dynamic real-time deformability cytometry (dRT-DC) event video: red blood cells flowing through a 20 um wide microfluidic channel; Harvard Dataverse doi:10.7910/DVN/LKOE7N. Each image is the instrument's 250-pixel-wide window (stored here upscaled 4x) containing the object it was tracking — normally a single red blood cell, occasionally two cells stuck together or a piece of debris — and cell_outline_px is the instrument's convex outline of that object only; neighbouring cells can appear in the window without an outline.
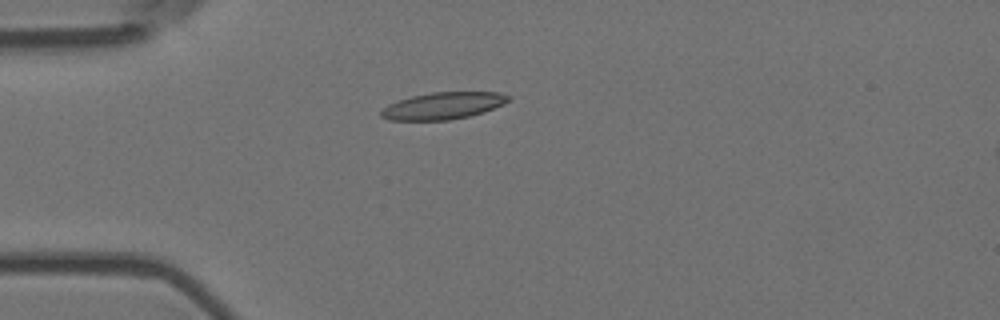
{"species": "Egyptian fruit bat (a non-hibernating species)", "species_latin": "Rousettus aegyptiacus", "temperature_condition": "room temperature", "stored_images_in_passage": 5, "camera_frame_rate_fps": 3000, "um_per_image_px": 0.085, "animal": {"sex": "female"}, "frame": {"image": 1, "passage_image": 4, "time_ms": 1.0, "image_size_px": [1000, 320], "cell_outline_px": [[512, 100], [504, 104], [484, 112], [468, 116], [448, 120], [388, 120], [380, 116], [380, 112], [388, 104], [412, 96], [432, 92], [500, 92], [512, 96]], "centroid_in_image_um": [37.71, 8.98], "position_along_channel_um": 47.3, "area_um2": 20.06}}